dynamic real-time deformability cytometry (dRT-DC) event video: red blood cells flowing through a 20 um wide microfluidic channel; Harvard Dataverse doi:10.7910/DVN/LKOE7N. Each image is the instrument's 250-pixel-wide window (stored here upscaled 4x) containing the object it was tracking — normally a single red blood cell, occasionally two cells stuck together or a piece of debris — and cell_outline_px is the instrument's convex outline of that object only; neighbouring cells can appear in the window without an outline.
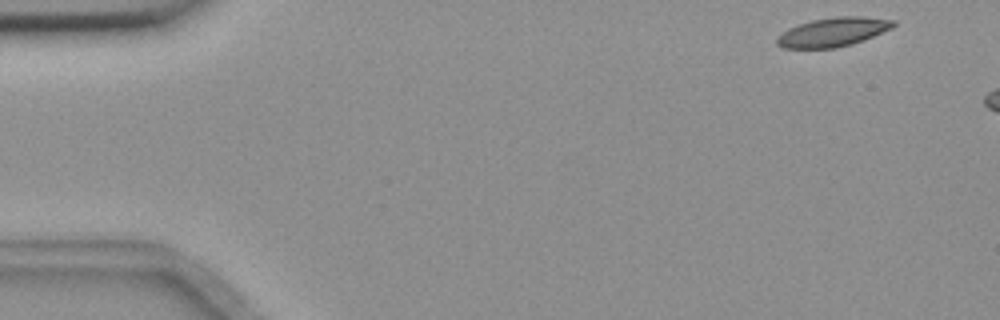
{"species": "common noctule bat (a hibernating species)", "species_latin": "Nyctalus noctula", "temperature_condition": "room temperature", "stored_images_in_passage": 6, "camera_frame_rate_fps": 3000, "um_per_image_px": 0.085, "animal": {"sex": "female", "body_mass_g": 18.4}, "frame": {"image": 1, "passage_image": 1, "time_ms": 0.0, "image_size_px": [1000, 320], "cell_outline_px": [[896, 24], [892, 28], [872, 36], [836, 48], [784, 48], [776, 44], [776, 40], [788, 28], [812, 20], [836, 16], [864, 16], [896, 20]], "centroid_in_image_um": [70.82, 2.71], "position_along_channel_um": 14.2, "area_um2": 19.36}}